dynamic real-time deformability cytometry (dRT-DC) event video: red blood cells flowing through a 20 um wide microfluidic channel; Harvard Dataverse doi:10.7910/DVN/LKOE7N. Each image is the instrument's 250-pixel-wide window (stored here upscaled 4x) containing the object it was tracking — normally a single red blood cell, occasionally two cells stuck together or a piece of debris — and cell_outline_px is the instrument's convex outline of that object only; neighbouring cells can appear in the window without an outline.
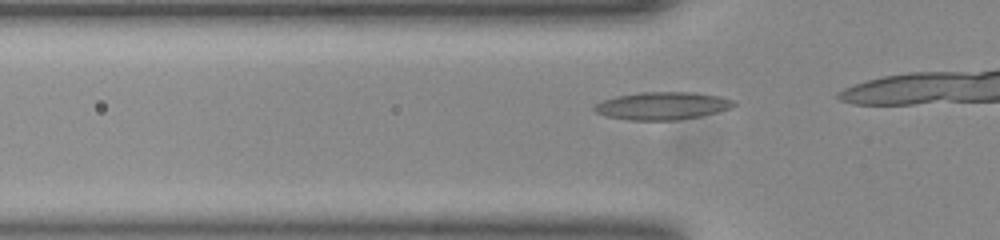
{"species": "common noctule bat (a hibernating species)", "species_latin": "Nyctalus noctula", "temperature_condition": "room temperature", "stored_images_in_passage": 18, "camera_frame_rate_fps": 3000, "um_per_image_px": 0.085, "animal": {"sex": "female", "body_mass_g": 23.0, "forearm_length_mm": 53.4}, "frame": {"image": 1, "passage_image": 13, "time_ms": 4.0, "image_size_px": [1000, 240], "cell_outline_px": [[736, 104], [732, 108], [700, 116], [676, 120], [628, 120], [604, 116], [596, 112], [592, 108], [600, 100], [616, 96], [640, 92], [692, 92], [720, 96], [732, 100]], "centroid_in_image_um": [56.25, 8.99], "position_along_channel_um": 69.5, "area_um2": 22.6}}